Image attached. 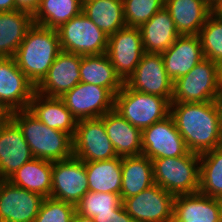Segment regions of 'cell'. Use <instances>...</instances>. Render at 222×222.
I'll use <instances>...</instances> for the list:
<instances>
[{
    "label": "cell",
    "instance_id": "6da1fadb",
    "mask_svg": "<svg viewBox=\"0 0 222 222\" xmlns=\"http://www.w3.org/2000/svg\"><path fill=\"white\" fill-rule=\"evenodd\" d=\"M170 115L190 152L200 155L222 146L218 100L171 102Z\"/></svg>",
    "mask_w": 222,
    "mask_h": 222
},
{
    "label": "cell",
    "instance_id": "7a4b0ae2",
    "mask_svg": "<svg viewBox=\"0 0 222 222\" xmlns=\"http://www.w3.org/2000/svg\"><path fill=\"white\" fill-rule=\"evenodd\" d=\"M61 52L57 29L36 24L27 31L14 59L19 69L36 87Z\"/></svg>",
    "mask_w": 222,
    "mask_h": 222
},
{
    "label": "cell",
    "instance_id": "3957f363",
    "mask_svg": "<svg viewBox=\"0 0 222 222\" xmlns=\"http://www.w3.org/2000/svg\"><path fill=\"white\" fill-rule=\"evenodd\" d=\"M19 126L34 158L56 162L73 156V139L38 120L27 109L10 113Z\"/></svg>",
    "mask_w": 222,
    "mask_h": 222
},
{
    "label": "cell",
    "instance_id": "277c9868",
    "mask_svg": "<svg viewBox=\"0 0 222 222\" xmlns=\"http://www.w3.org/2000/svg\"><path fill=\"white\" fill-rule=\"evenodd\" d=\"M221 96L222 67L205 58L174 81L171 102L201 103L219 100Z\"/></svg>",
    "mask_w": 222,
    "mask_h": 222
},
{
    "label": "cell",
    "instance_id": "5b68a950",
    "mask_svg": "<svg viewBox=\"0 0 222 222\" xmlns=\"http://www.w3.org/2000/svg\"><path fill=\"white\" fill-rule=\"evenodd\" d=\"M154 182L174 196L199 191L200 155L188 152L180 157L152 160Z\"/></svg>",
    "mask_w": 222,
    "mask_h": 222
},
{
    "label": "cell",
    "instance_id": "8992f818",
    "mask_svg": "<svg viewBox=\"0 0 222 222\" xmlns=\"http://www.w3.org/2000/svg\"><path fill=\"white\" fill-rule=\"evenodd\" d=\"M114 110L142 131L170 115V102L158 95L135 91L124 84L115 95Z\"/></svg>",
    "mask_w": 222,
    "mask_h": 222
},
{
    "label": "cell",
    "instance_id": "52a82bcc",
    "mask_svg": "<svg viewBox=\"0 0 222 222\" xmlns=\"http://www.w3.org/2000/svg\"><path fill=\"white\" fill-rule=\"evenodd\" d=\"M61 51L77 55H99L107 52L108 36L83 12L57 29Z\"/></svg>",
    "mask_w": 222,
    "mask_h": 222
},
{
    "label": "cell",
    "instance_id": "ba28073f",
    "mask_svg": "<svg viewBox=\"0 0 222 222\" xmlns=\"http://www.w3.org/2000/svg\"><path fill=\"white\" fill-rule=\"evenodd\" d=\"M72 139L73 156L83 162L103 161L118 157L101 118L78 120Z\"/></svg>",
    "mask_w": 222,
    "mask_h": 222
},
{
    "label": "cell",
    "instance_id": "9c48e42d",
    "mask_svg": "<svg viewBox=\"0 0 222 222\" xmlns=\"http://www.w3.org/2000/svg\"><path fill=\"white\" fill-rule=\"evenodd\" d=\"M76 120L100 118L114 110L115 95L108 89L79 82L60 97Z\"/></svg>",
    "mask_w": 222,
    "mask_h": 222
},
{
    "label": "cell",
    "instance_id": "30bf717a",
    "mask_svg": "<svg viewBox=\"0 0 222 222\" xmlns=\"http://www.w3.org/2000/svg\"><path fill=\"white\" fill-rule=\"evenodd\" d=\"M175 196L154 184L122 204L134 222H173Z\"/></svg>",
    "mask_w": 222,
    "mask_h": 222
},
{
    "label": "cell",
    "instance_id": "8fae6325",
    "mask_svg": "<svg viewBox=\"0 0 222 222\" xmlns=\"http://www.w3.org/2000/svg\"><path fill=\"white\" fill-rule=\"evenodd\" d=\"M173 81L165 70L161 53H144L134 72L124 84L138 92L158 95L170 103L173 96Z\"/></svg>",
    "mask_w": 222,
    "mask_h": 222
},
{
    "label": "cell",
    "instance_id": "7c38bea8",
    "mask_svg": "<svg viewBox=\"0 0 222 222\" xmlns=\"http://www.w3.org/2000/svg\"><path fill=\"white\" fill-rule=\"evenodd\" d=\"M188 152L171 115L142 130V154L150 160L180 157Z\"/></svg>",
    "mask_w": 222,
    "mask_h": 222
},
{
    "label": "cell",
    "instance_id": "4fadbf2b",
    "mask_svg": "<svg viewBox=\"0 0 222 222\" xmlns=\"http://www.w3.org/2000/svg\"><path fill=\"white\" fill-rule=\"evenodd\" d=\"M145 53L139 27H123L108 36L106 54L117 74L125 82Z\"/></svg>",
    "mask_w": 222,
    "mask_h": 222
},
{
    "label": "cell",
    "instance_id": "5bb4252c",
    "mask_svg": "<svg viewBox=\"0 0 222 222\" xmlns=\"http://www.w3.org/2000/svg\"><path fill=\"white\" fill-rule=\"evenodd\" d=\"M85 162L72 156L53 162L51 198L76 205L89 191Z\"/></svg>",
    "mask_w": 222,
    "mask_h": 222
},
{
    "label": "cell",
    "instance_id": "9a60e30c",
    "mask_svg": "<svg viewBox=\"0 0 222 222\" xmlns=\"http://www.w3.org/2000/svg\"><path fill=\"white\" fill-rule=\"evenodd\" d=\"M35 86L19 69L14 57L0 58V104L9 113L28 109Z\"/></svg>",
    "mask_w": 222,
    "mask_h": 222
},
{
    "label": "cell",
    "instance_id": "2e32d148",
    "mask_svg": "<svg viewBox=\"0 0 222 222\" xmlns=\"http://www.w3.org/2000/svg\"><path fill=\"white\" fill-rule=\"evenodd\" d=\"M44 197L0 180V222H33Z\"/></svg>",
    "mask_w": 222,
    "mask_h": 222
},
{
    "label": "cell",
    "instance_id": "e0dca14e",
    "mask_svg": "<svg viewBox=\"0 0 222 222\" xmlns=\"http://www.w3.org/2000/svg\"><path fill=\"white\" fill-rule=\"evenodd\" d=\"M82 55L61 51L48 73L35 87V92L48 97H61L80 82Z\"/></svg>",
    "mask_w": 222,
    "mask_h": 222
},
{
    "label": "cell",
    "instance_id": "ac0fdd59",
    "mask_svg": "<svg viewBox=\"0 0 222 222\" xmlns=\"http://www.w3.org/2000/svg\"><path fill=\"white\" fill-rule=\"evenodd\" d=\"M33 158L21 129L9 118L0 127V180H7Z\"/></svg>",
    "mask_w": 222,
    "mask_h": 222
},
{
    "label": "cell",
    "instance_id": "d6986e66",
    "mask_svg": "<svg viewBox=\"0 0 222 222\" xmlns=\"http://www.w3.org/2000/svg\"><path fill=\"white\" fill-rule=\"evenodd\" d=\"M161 55L173 82L205 59L199 35H180Z\"/></svg>",
    "mask_w": 222,
    "mask_h": 222
},
{
    "label": "cell",
    "instance_id": "ffe728a7",
    "mask_svg": "<svg viewBox=\"0 0 222 222\" xmlns=\"http://www.w3.org/2000/svg\"><path fill=\"white\" fill-rule=\"evenodd\" d=\"M27 110L47 127L64 131L74 137L77 120L61 98L34 92Z\"/></svg>",
    "mask_w": 222,
    "mask_h": 222
},
{
    "label": "cell",
    "instance_id": "44dd1931",
    "mask_svg": "<svg viewBox=\"0 0 222 222\" xmlns=\"http://www.w3.org/2000/svg\"><path fill=\"white\" fill-rule=\"evenodd\" d=\"M117 156L142 154V131L112 110L100 117Z\"/></svg>",
    "mask_w": 222,
    "mask_h": 222
},
{
    "label": "cell",
    "instance_id": "7402d4cb",
    "mask_svg": "<svg viewBox=\"0 0 222 222\" xmlns=\"http://www.w3.org/2000/svg\"><path fill=\"white\" fill-rule=\"evenodd\" d=\"M173 222H221L218 199L199 192L175 196Z\"/></svg>",
    "mask_w": 222,
    "mask_h": 222
},
{
    "label": "cell",
    "instance_id": "603a6c76",
    "mask_svg": "<svg viewBox=\"0 0 222 222\" xmlns=\"http://www.w3.org/2000/svg\"><path fill=\"white\" fill-rule=\"evenodd\" d=\"M164 7L170 13L180 35H199L213 12L203 0H165Z\"/></svg>",
    "mask_w": 222,
    "mask_h": 222
},
{
    "label": "cell",
    "instance_id": "cb8c5ba5",
    "mask_svg": "<svg viewBox=\"0 0 222 222\" xmlns=\"http://www.w3.org/2000/svg\"><path fill=\"white\" fill-rule=\"evenodd\" d=\"M146 53H163L180 36L170 13L164 7L140 27Z\"/></svg>",
    "mask_w": 222,
    "mask_h": 222
},
{
    "label": "cell",
    "instance_id": "d4e9b609",
    "mask_svg": "<svg viewBox=\"0 0 222 222\" xmlns=\"http://www.w3.org/2000/svg\"><path fill=\"white\" fill-rule=\"evenodd\" d=\"M33 24V15L25 10L0 12V58L15 56Z\"/></svg>",
    "mask_w": 222,
    "mask_h": 222
},
{
    "label": "cell",
    "instance_id": "484cf974",
    "mask_svg": "<svg viewBox=\"0 0 222 222\" xmlns=\"http://www.w3.org/2000/svg\"><path fill=\"white\" fill-rule=\"evenodd\" d=\"M154 184L152 160L143 154L122 157L121 201L136 196Z\"/></svg>",
    "mask_w": 222,
    "mask_h": 222
},
{
    "label": "cell",
    "instance_id": "4316f807",
    "mask_svg": "<svg viewBox=\"0 0 222 222\" xmlns=\"http://www.w3.org/2000/svg\"><path fill=\"white\" fill-rule=\"evenodd\" d=\"M79 72L80 82L108 88L114 95L124 85L106 53L82 56Z\"/></svg>",
    "mask_w": 222,
    "mask_h": 222
},
{
    "label": "cell",
    "instance_id": "83f0119b",
    "mask_svg": "<svg viewBox=\"0 0 222 222\" xmlns=\"http://www.w3.org/2000/svg\"><path fill=\"white\" fill-rule=\"evenodd\" d=\"M53 162L33 158L25 163L7 180L12 184L31 192L51 196Z\"/></svg>",
    "mask_w": 222,
    "mask_h": 222
},
{
    "label": "cell",
    "instance_id": "f1b7e54d",
    "mask_svg": "<svg viewBox=\"0 0 222 222\" xmlns=\"http://www.w3.org/2000/svg\"><path fill=\"white\" fill-rule=\"evenodd\" d=\"M89 191L120 195L122 183V157L85 162Z\"/></svg>",
    "mask_w": 222,
    "mask_h": 222
},
{
    "label": "cell",
    "instance_id": "f546056e",
    "mask_svg": "<svg viewBox=\"0 0 222 222\" xmlns=\"http://www.w3.org/2000/svg\"><path fill=\"white\" fill-rule=\"evenodd\" d=\"M82 12L107 36L126 26L122 0H88Z\"/></svg>",
    "mask_w": 222,
    "mask_h": 222
},
{
    "label": "cell",
    "instance_id": "4dcf8cb0",
    "mask_svg": "<svg viewBox=\"0 0 222 222\" xmlns=\"http://www.w3.org/2000/svg\"><path fill=\"white\" fill-rule=\"evenodd\" d=\"M80 12V0H41L39 8L33 14V21L45 28L58 29Z\"/></svg>",
    "mask_w": 222,
    "mask_h": 222
},
{
    "label": "cell",
    "instance_id": "1f68e13d",
    "mask_svg": "<svg viewBox=\"0 0 222 222\" xmlns=\"http://www.w3.org/2000/svg\"><path fill=\"white\" fill-rule=\"evenodd\" d=\"M199 193L222 197V146L200 154Z\"/></svg>",
    "mask_w": 222,
    "mask_h": 222
},
{
    "label": "cell",
    "instance_id": "d6a6232c",
    "mask_svg": "<svg viewBox=\"0 0 222 222\" xmlns=\"http://www.w3.org/2000/svg\"><path fill=\"white\" fill-rule=\"evenodd\" d=\"M204 57L222 67V13L213 11L199 32Z\"/></svg>",
    "mask_w": 222,
    "mask_h": 222
},
{
    "label": "cell",
    "instance_id": "836d02e7",
    "mask_svg": "<svg viewBox=\"0 0 222 222\" xmlns=\"http://www.w3.org/2000/svg\"><path fill=\"white\" fill-rule=\"evenodd\" d=\"M122 204L119 194L88 191L75 205L76 213L93 218L100 214L114 213Z\"/></svg>",
    "mask_w": 222,
    "mask_h": 222
},
{
    "label": "cell",
    "instance_id": "e575fe53",
    "mask_svg": "<svg viewBox=\"0 0 222 222\" xmlns=\"http://www.w3.org/2000/svg\"><path fill=\"white\" fill-rule=\"evenodd\" d=\"M127 27H140L164 8L165 0H122Z\"/></svg>",
    "mask_w": 222,
    "mask_h": 222
},
{
    "label": "cell",
    "instance_id": "d590c367",
    "mask_svg": "<svg viewBox=\"0 0 222 222\" xmlns=\"http://www.w3.org/2000/svg\"><path fill=\"white\" fill-rule=\"evenodd\" d=\"M75 213V205L47 197L33 222H72Z\"/></svg>",
    "mask_w": 222,
    "mask_h": 222
},
{
    "label": "cell",
    "instance_id": "8d00e7d4",
    "mask_svg": "<svg viewBox=\"0 0 222 222\" xmlns=\"http://www.w3.org/2000/svg\"><path fill=\"white\" fill-rule=\"evenodd\" d=\"M95 222H134L128 215L123 204H121L114 213L100 214L92 218Z\"/></svg>",
    "mask_w": 222,
    "mask_h": 222
},
{
    "label": "cell",
    "instance_id": "74e56055",
    "mask_svg": "<svg viewBox=\"0 0 222 222\" xmlns=\"http://www.w3.org/2000/svg\"><path fill=\"white\" fill-rule=\"evenodd\" d=\"M16 7L20 10L30 12L32 15L39 8L41 0H15Z\"/></svg>",
    "mask_w": 222,
    "mask_h": 222
},
{
    "label": "cell",
    "instance_id": "f35d334b",
    "mask_svg": "<svg viewBox=\"0 0 222 222\" xmlns=\"http://www.w3.org/2000/svg\"><path fill=\"white\" fill-rule=\"evenodd\" d=\"M15 0H0V12L17 10Z\"/></svg>",
    "mask_w": 222,
    "mask_h": 222
},
{
    "label": "cell",
    "instance_id": "ab89813d",
    "mask_svg": "<svg viewBox=\"0 0 222 222\" xmlns=\"http://www.w3.org/2000/svg\"><path fill=\"white\" fill-rule=\"evenodd\" d=\"M10 118V113L0 104V127Z\"/></svg>",
    "mask_w": 222,
    "mask_h": 222
},
{
    "label": "cell",
    "instance_id": "60d3db41",
    "mask_svg": "<svg viewBox=\"0 0 222 222\" xmlns=\"http://www.w3.org/2000/svg\"><path fill=\"white\" fill-rule=\"evenodd\" d=\"M213 11H216L221 5L222 0H203Z\"/></svg>",
    "mask_w": 222,
    "mask_h": 222
},
{
    "label": "cell",
    "instance_id": "b9f144b4",
    "mask_svg": "<svg viewBox=\"0 0 222 222\" xmlns=\"http://www.w3.org/2000/svg\"><path fill=\"white\" fill-rule=\"evenodd\" d=\"M72 222H95V221L90 217L81 216L80 214L75 213Z\"/></svg>",
    "mask_w": 222,
    "mask_h": 222
},
{
    "label": "cell",
    "instance_id": "7bdbcfd3",
    "mask_svg": "<svg viewBox=\"0 0 222 222\" xmlns=\"http://www.w3.org/2000/svg\"><path fill=\"white\" fill-rule=\"evenodd\" d=\"M218 107L220 112V124H221V134H222V96L218 100Z\"/></svg>",
    "mask_w": 222,
    "mask_h": 222
},
{
    "label": "cell",
    "instance_id": "ee69618b",
    "mask_svg": "<svg viewBox=\"0 0 222 222\" xmlns=\"http://www.w3.org/2000/svg\"><path fill=\"white\" fill-rule=\"evenodd\" d=\"M219 212H220V220L222 222V197L218 198Z\"/></svg>",
    "mask_w": 222,
    "mask_h": 222
},
{
    "label": "cell",
    "instance_id": "f6af8a7d",
    "mask_svg": "<svg viewBox=\"0 0 222 222\" xmlns=\"http://www.w3.org/2000/svg\"><path fill=\"white\" fill-rule=\"evenodd\" d=\"M216 11L222 13V5Z\"/></svg>",
    "mask_w": 222,
    "mask_h": 222
},
{
    "label": "cell",
    "instance_id": "bcb514c9",
    "mask_svg": "<svg viewBox=\"0 0 222 222\" xmlns=\"http://www.w3.org/2000/svg\"><path fill=\"white\" fill-rule=\"evenodd\" d=\"M81 1V3H84V2H86V1H88V0H80Z\"/></svg>",
    "mask_w": 222,
    "mask_h": 222
}]
</instances>
